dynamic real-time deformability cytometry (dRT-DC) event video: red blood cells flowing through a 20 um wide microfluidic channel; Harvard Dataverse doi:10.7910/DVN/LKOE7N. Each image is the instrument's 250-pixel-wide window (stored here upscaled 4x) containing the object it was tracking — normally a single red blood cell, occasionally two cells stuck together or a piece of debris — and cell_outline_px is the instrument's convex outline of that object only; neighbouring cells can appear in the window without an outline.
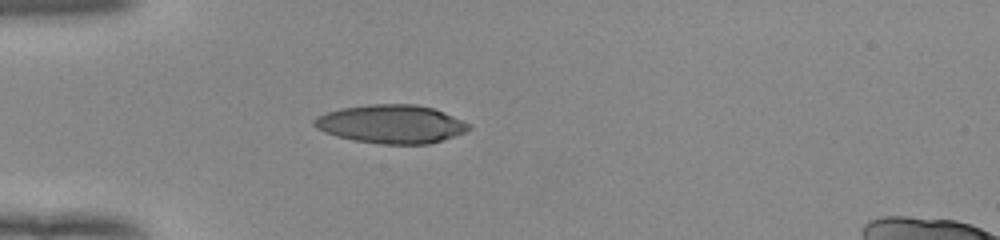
{"species": "human", "species_latin": "Homo sapiens", "temperature_condition": "room temperature", "stored_images_in_passage": 32, "camera_frame_rate_fps": 3000, "um_per_image_px": 0.085, "donor": {"sex": "female"}, "frame": {"image": 1, "passage_image": 1, "time_ms": 0.0, "image_size_px": [1000, 240], "cell_outline_px": [[472, 128], [464, 132], [428, 144], [380, 144], [356, 140], [336, 136], [324, 132], [316, 128], [312, 124], [312, 120], [316, 116], [324, 112], [340, 108], [368, 104], [416, 104], [432, 108], [444, 112], [472, 124]], "centroid_in_image_um": [33.21, 10.53], "position_along_channel_um": 51.8, "area_um2": 34.8}}
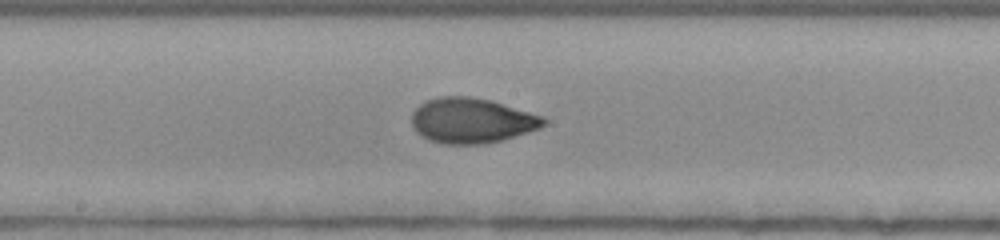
{"frame": {"image": 2, "passage_image": 14, "time_ms": 4.333, "image_size_px": [1000, 240], "cell_outline_px": [[548, 124], [540, 128], [500, 140], [484, 144], [440, 144], [428, 140], [416, 132], [412, 128], [412, 112], [420, 104], [428, 100], [440, 96], [468, 96], [492, 100], [544, 116], [548, 120]], "centroid_in_image_um": [40.1, 10.24], "position_along_channel_um": 208.1, "area_um2": 35.03}}
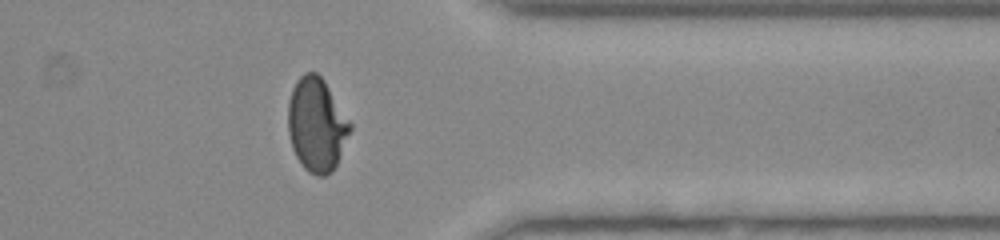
{"frame": {"image": 3, "passage_image": 28, "time_ms": 9.0, "image_size_px": [1000, 240], "cell_outline_px": [[352, 128], [336, 164], [332, 172], [324, 176], [316, 176], [308, 172], [304, 168], [296, 156], [292, 148], [288, 132], [288, 100], [292, 88], [296, 80], [304, 72], [316, 72], [324, 80], [352, 124]], "centroid_in_image_um": [26.9, 10.59], "position_along_channel_um": 384.5, "area_um2": 33.93}, "authors_computed_cell_mechanics": {"area_um2": 33.9575, "velocity_mm_per_s": 3.9522, "shape_relaxation_time_tau1_ms": 10.7301, "shape_relaxation_time_tau2_ms": 1.1738, "deformation_change_tau1": 0.3211, "deformation_change_tau2": 0.0458}}